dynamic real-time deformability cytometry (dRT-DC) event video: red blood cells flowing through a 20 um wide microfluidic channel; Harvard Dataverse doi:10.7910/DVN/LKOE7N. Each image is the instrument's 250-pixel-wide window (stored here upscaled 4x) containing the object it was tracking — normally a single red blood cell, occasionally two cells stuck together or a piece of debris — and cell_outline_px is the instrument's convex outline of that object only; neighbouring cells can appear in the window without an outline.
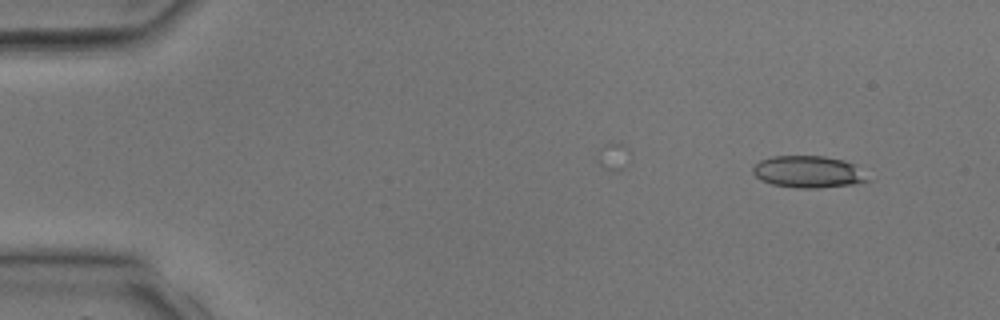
{"species": "common noctule bat (a hibernating species)", "species_latin": "Nyctalus noctula", "temperature_condition": "room temperature", "stored_images_in_passage": 4, "camera_frame_rate_fps": 3000, "um_per_image_px": 0.085, "animal": {"sex": "male", "body_mass_g": 17.9, "forearm_length_mm": 54.2}, "frame": {"image": 1, "passage_image": 2, "time_ms": 1.667, "image_size_px": [1000, 320], "cell_outline_px": [[872, 180], [852, 184], [820, 188], [796, 188], [772, 184], [760, 180], [752, 172], [752, 168], [760, 160], [772, 156], [824, 156], [844, 160], [852, 164]], "centroid_in_image_um": [68.67, 14.61], "position_along_channel_um": 16.3, "area_um2": 21.27}}